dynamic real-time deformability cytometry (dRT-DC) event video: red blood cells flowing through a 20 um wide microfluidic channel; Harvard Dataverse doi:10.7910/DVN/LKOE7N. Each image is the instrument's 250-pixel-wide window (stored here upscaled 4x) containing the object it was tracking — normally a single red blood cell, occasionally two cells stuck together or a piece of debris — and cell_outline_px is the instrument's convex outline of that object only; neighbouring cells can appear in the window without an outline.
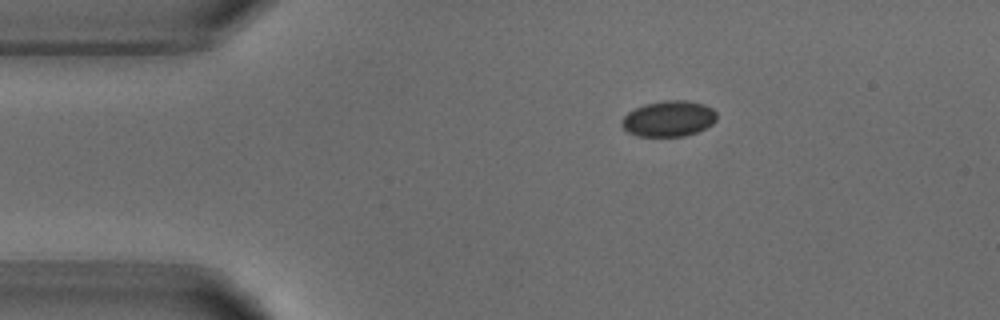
{"species": "common noctule bat (a hibernating species)", "species_latin": "Nyctalus noctula", "temperature_condition": "warm", "stored_images_in_passage": 7, "camera_frame_rate_fps": 3000, "um_per_image_px": 0.085, "animal": {"sex": "male", "body_mass_g": 18.8}, "frame": {"image": 1, "passage_image": 1, "time_ms": 0.0, "image_size_px": [1000, 320], "cell_outline_px": [[716, 120], [712, 124], [696, 132], [684, 136], [636, 136], [628, 132], [620, 124], [620, 120], [628, 112], [644, 104], [664, 100], [688, 100], [704, 104], [712, 108], [716, 112]], "centroid_in_image_um": [56.82, 10.08], "position_along_channel_um": 28.2, "area_um2": 19.88}}